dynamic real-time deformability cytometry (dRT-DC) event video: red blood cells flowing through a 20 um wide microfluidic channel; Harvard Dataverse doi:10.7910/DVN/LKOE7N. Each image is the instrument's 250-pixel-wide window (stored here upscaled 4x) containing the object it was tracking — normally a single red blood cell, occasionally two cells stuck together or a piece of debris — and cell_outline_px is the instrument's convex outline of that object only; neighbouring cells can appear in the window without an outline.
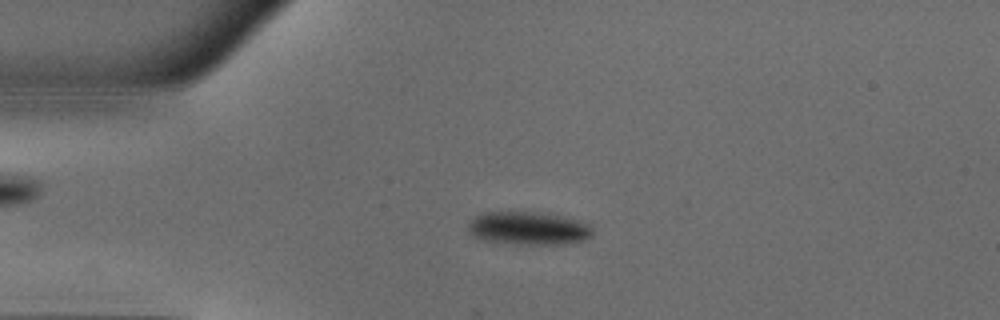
{"species": "common noctule bat (a hibernating species)", "species_latin": "Nyctalus noctula", "temperature_condition": "warm", "stored_images_in_passage": 49, "camera_frame_rate_fps": 3000, "um_per_image_px": 0.085, "animal": {"sex": "male", "body_mass_g": 18.8}, "frame": {"image": 1, "passage_image": 11, "time_ms": 3.333, "image_size_px": [1000, 320], "cell_outline_px": [[592, 236], [584, 240], [564, 244], [512, 244], [484, 240], [472, 236], [468, 232], [468, 224], [476, 216], [484, 212], [536, 212], [564, 216], [580, 220], [592, 224]], "centroid_in_image_um": [44.95, 19.4], "position_along_channel_um": 40.1, "area_um2": 24.28}}
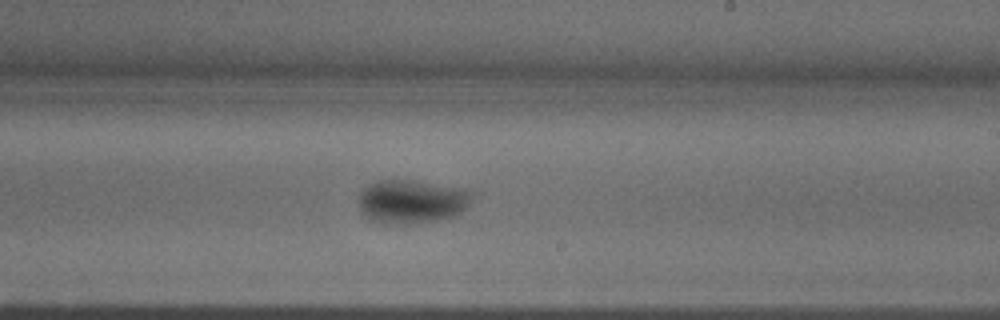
{"frame": {"image": 2, "passage_image": 29, "time_ms": 9.333, "image_size_px": [1000, 320], "cell_outline_px": [[472, 196], [464, 208], [460, 212], [452, 216], [436, 220], [416, 224], [388, 224], [372, 220], [364, 216], [360, 212], [360, 192], [368, 184], [376, 180], [412, 180], [472, 192]], "centroid_in_image_um": [34.89, 17.15], "position_along_channel_um": 254.1, "area_um2": 28.32}}
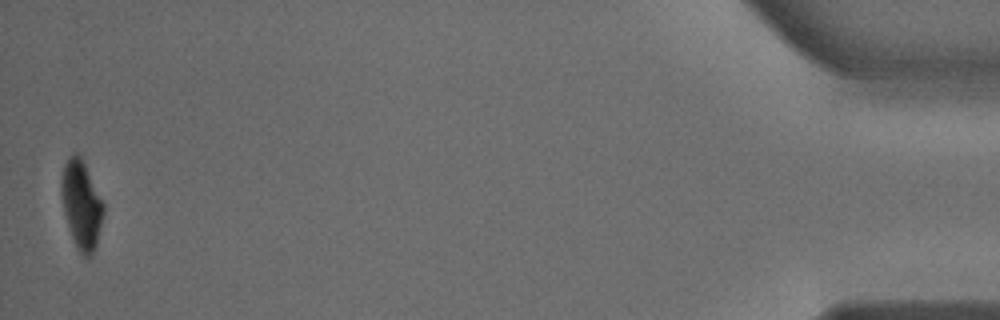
{"frame": {"image": 3, "passage_image": 49, "time_ms": 16.0, "image_size_px": [1000, 320], "cell_outline_px": [[104, 212], [96, 244], [92, 256], [88, 260], [76, 248], [64, 212], [60, 192], [60, 180], [64, 164], [68, 156], [72, 152], [80, 152], [84, 160], [104, 204]], "centroid_in_image_um": [6.91, 17.33], "position_along_channel_um": 428.3, "area_um2": 22.02}, "authors_computed_cell_mechanics": {"area_um2": 25.4898, "velocity_mm_per_s": 3.991, "shape_relaxation_time_tau1_ms": 5.7066, "shape_relaxation_time_tau2_ms": 1.8513, "deformation_change_tau1": 0.1902, "deformation_change_tau2": 0.0268}}